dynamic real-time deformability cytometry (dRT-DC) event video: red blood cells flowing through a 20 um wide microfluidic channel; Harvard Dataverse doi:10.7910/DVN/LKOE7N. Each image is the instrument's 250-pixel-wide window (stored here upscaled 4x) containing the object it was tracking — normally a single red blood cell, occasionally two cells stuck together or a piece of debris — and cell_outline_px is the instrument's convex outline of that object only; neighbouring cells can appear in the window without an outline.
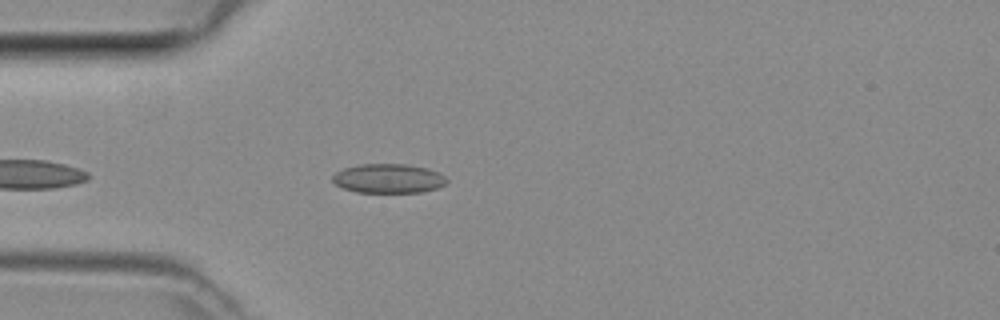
{"species": "common noctule bat (a hibernating species)", "species_latin": "Nyctalus noctula", "temperature_condition": "room temperature", "stored_images_in_passage": 2, "camera_frame_rate_fps": 3000, "um_per_image_px": 0.085, "animal": {"sex": "female", "body_mass_g": 29.2, "forearm_length_mm": 56.3}, "frame": {"image": 1, "passage_image": 2, "time_ms": 0.333, "image_size_px": [1000, 320], "cell_outline_px": [[448, 180], [444, 184], [436, 188], [420, 192], [356, 192], [344, 188], [336, 184], [332, 180], [332, 176], [336, 172], [344, 168], [360, 164], [404, 164], [428, 168], [440, 172]], "centroid_in_image_um": [33.02, 15.16], "position_along_channel_um": 52.0, "area_um2": 19.36}}